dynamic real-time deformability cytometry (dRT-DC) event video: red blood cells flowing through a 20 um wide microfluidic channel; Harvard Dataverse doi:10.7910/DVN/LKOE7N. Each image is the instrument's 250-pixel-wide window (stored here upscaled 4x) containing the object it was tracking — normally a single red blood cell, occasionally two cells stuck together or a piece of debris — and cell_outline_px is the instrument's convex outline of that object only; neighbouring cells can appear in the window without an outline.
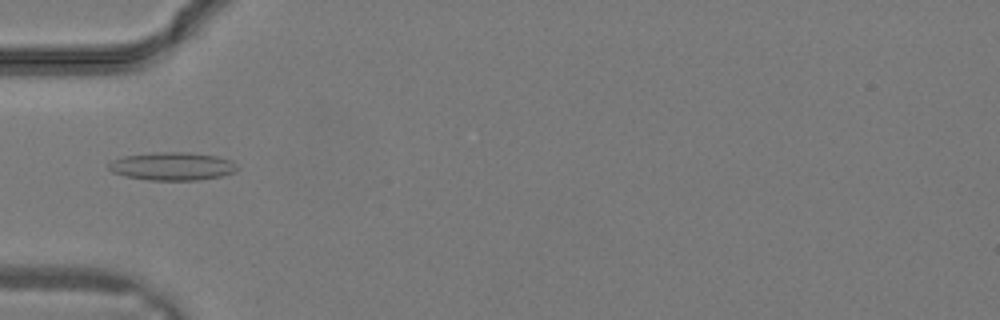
{"species": "common noctule bat (a hibernating species)", "species_latin": "Nyctalus noctula", "temperature_condition": "warm", "stored_images_in_passage": 6, "camera_frame_rate_fps": 3000, "um_per_image_px": 0.085, "animal": {"sex": "male", "body_mass_g": 19.2, "forearm_length_mm": 51.8}, "frame": {"image": 1, "passage_image": 1, "time_ms": 0.0, "image_size_px": [1000, 320], "cell_outline_px": [[240, 168], [236, 172], [220, 176], [196, 180], [148, 180], [124, 176], [112, 172], [108, 168], [108, 164], [112, 160], [124, 156], [152, 152], [188, 152], [216, 156], [232, 160]], "centroid_in_image_um": [14.65, 14.13], "position_along_channel_um": 70.3, "area_um2": 21.21}}
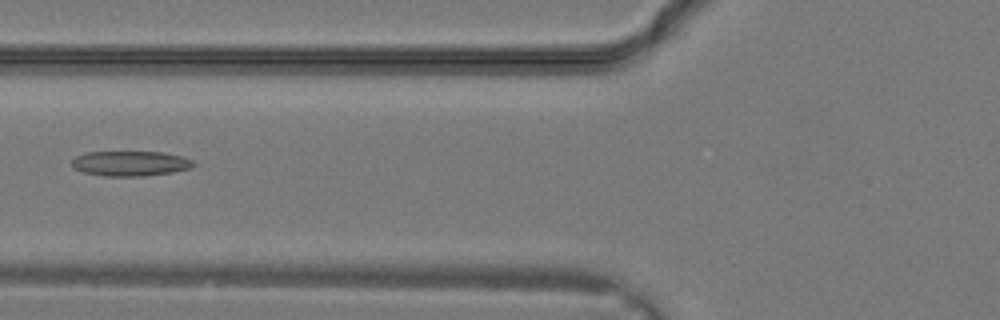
{"frame": {"image": 2, "passage_image": 3, "time_ms": 0.667, "image_size_px": [1000, 320], "cell_outline_px": [[196, 164], [192, 168], [172, 172], [144, 176], [104, 176], [84, 172], [76, 168], [72, 164], [72, 160], [76, 156], [84, 152], [160, 152], [180, 156], [192, 160]], "centroid_in_image_um": [11.09, 13.89], "position_along_channel_um": 114.7, "area_um2": 17.63}}
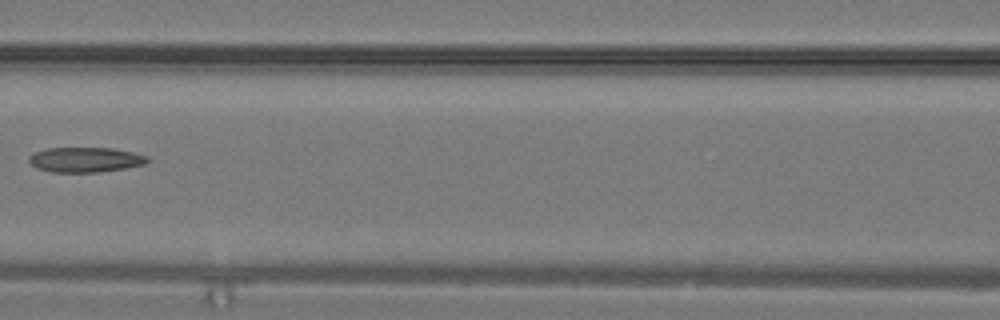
{"frame": {"image": 3, "passage_image": 5, "time_ms": 1.333, "image_size_px": [1000, 320], "cell_outline_px": [[148, 160], [144, 164], [124, 168], [100, 172], [52, 172], [36, 168], [28, 160], [28, 156], [32, 152], [48, 148], [112, 148], [132, 152], [148, 156]], "centroid_in_image_um": [7.2, 13.57], "position_along_channel_um": 159.4, "area_um2": 17.22}}